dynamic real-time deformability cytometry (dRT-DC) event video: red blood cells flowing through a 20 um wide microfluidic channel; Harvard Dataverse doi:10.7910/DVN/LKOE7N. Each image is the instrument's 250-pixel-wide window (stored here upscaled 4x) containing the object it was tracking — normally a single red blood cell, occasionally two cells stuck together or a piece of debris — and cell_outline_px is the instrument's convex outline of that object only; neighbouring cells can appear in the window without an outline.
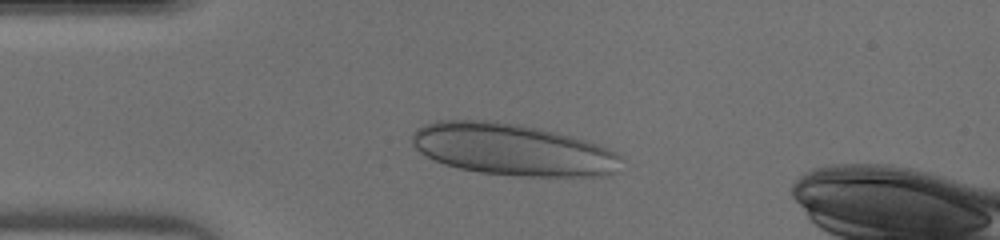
{"species": "human", "species_latin": "Homo sapiens", "temperature_condition": "warm", "stored_images_in_passage": 45, "camera_frame_rate_fps": 3000, "um_per_image_px": 0.085, "donor": {"sex": "male"}, "frame": {"image": 1, "passage_image": 9, "time_ms": 2.667, "image_size_px": [1000, 240], "cell_outline_px": [[624, 160], [616, 172], [608, 176], [520, 176], [480, 172], [460, 168], [444, 164], [420, 152], [412, 144], [412, 132], [416, 128], [424, 124], [436, 120], [488, 120], [520, 124], [584, 140], [620, 152], [624, 156]], "centroid_in_image_um": [43.6, 12.71], "position_along_channel_um": 41.4, "area_um2": 63.18}}
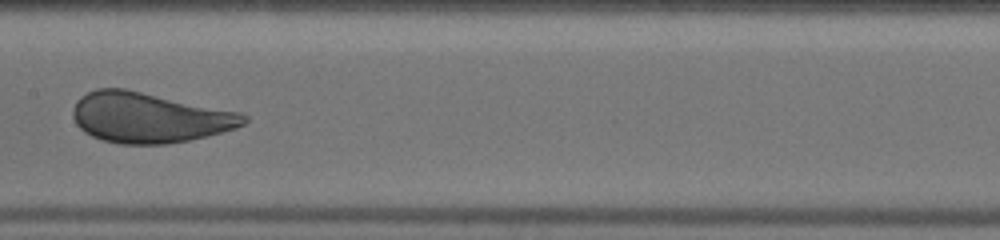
{"frame": {"image": 2, "passage_image": 21, "time_ms": 6.667, "image_size_px": [1000, 240], "cell_outline_px": [[248, 120], [244, 124], [236, 128], [188, 140], [168, 144], [120, 144], [104, 140], [92, 136], [84, 132], [76, 124], [72, 116], [72, 112], [76, 100], [80, 96], [96, 88], [124, 88], [240, 112], [248, 116]], "centroid_in_image_um": [12.65, 9.99], "position_along_channel_um": 194.8, "area_um2": 50.0}}
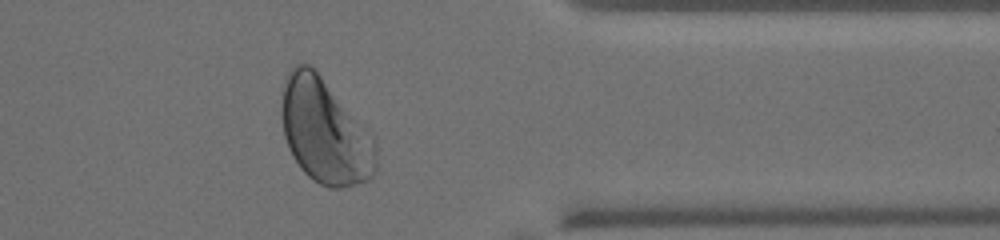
{"frame": {"image": 3, "passage_image": 35, "time_ms": 11.333, "image_size_px": [1000, 240], "cell_outline_px": [[376, 168], [372, 176], [368, 180], [356, 184], [340, 188], [328, 188], [312, 180], [300, 168], [292, 156], [288, 148], [284, 136], [280, 112], [280, 108], [284, 84], [288, 72], [296, 64], [308, 64], [316, 68], [368, 128], [376, 144]], "centroid_in_image_um": [27.61, 11.15], "position_along_channel_um": 383.8, "area_um2": 58.49}}